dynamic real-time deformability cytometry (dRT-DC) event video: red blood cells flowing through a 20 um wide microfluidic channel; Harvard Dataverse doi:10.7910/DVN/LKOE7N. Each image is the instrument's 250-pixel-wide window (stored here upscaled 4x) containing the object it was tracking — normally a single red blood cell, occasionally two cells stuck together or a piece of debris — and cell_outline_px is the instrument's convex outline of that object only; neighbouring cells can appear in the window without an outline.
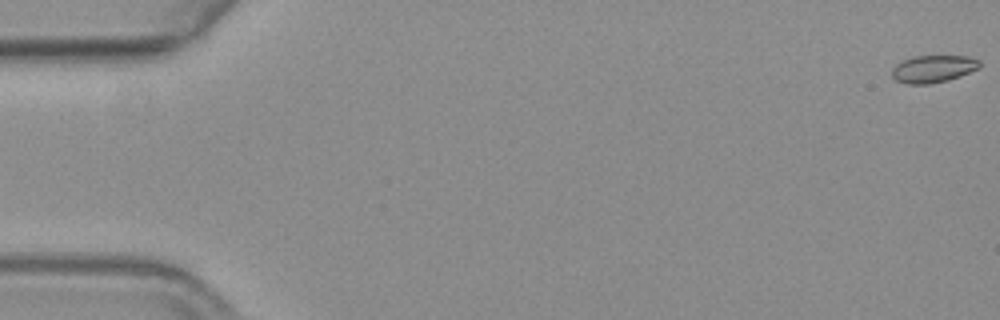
{"species": "common noctule bat (a hibernating species)", "species_latin": "Nyctalus noctula", "temperature_condition": "warm", "stored_images_in_passage": 12, "camera_frame_rate_fps": 3000, "um_per_image_px": 0.085, "animal": {"sex": "female", "body_mass_g": 19.3, "forearm_length_mm": 54.1}, "frame": {"image": 1, "passage_image": 1, "time_ms": 0.0, "image_size_px": [1000, 320], "cell_outline_px": [[980, 68], [960, 76], [948, 80], [928, 84], [904, 84], [896, 80], [892, 76], [892, 68], [900, 60], [912, 56], [968, 56], [980, 60]], "centroid_in_image_um": [79.3, 5.85], "position_along_channel_um": 5.7, "area_um2": 14.16}}